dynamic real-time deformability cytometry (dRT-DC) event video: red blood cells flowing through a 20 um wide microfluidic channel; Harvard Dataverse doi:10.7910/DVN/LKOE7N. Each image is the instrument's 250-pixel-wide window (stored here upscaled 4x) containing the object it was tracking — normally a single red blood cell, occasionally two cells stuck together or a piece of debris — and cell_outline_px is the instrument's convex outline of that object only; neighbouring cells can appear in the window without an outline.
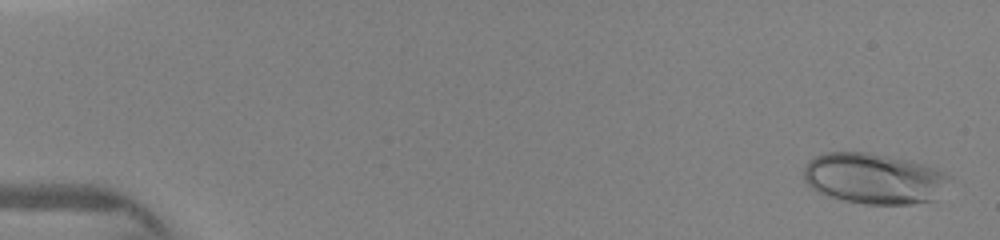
{"species": "human", "species_latin": "Homo sapiens", "temperature_condition": "warm", "stored_images_in_passage": 7, "camera_frame_rate_fps": 3000, "um_per_image_px": 0.085, "donor": {"sex": "female"}, "frame": {"image": 1, "passage_image": 1, "time_ms": 0.0, "image_size_px": [1000, 240], "cell_outline_px": [[952, 176], [936, 200], [912, 204], [864, 204], [844, 200], [828, 196], [812, 188], [804, 180], [804, 168], [808, 160], [812, 156], [824, 152], [868, 152], [908, 160], [924, 164], [944, 172]], "centroid_in_image_um": [74.28, 15.17], "position_along_channel_um": 10.7, "area_um2": 43.29}}